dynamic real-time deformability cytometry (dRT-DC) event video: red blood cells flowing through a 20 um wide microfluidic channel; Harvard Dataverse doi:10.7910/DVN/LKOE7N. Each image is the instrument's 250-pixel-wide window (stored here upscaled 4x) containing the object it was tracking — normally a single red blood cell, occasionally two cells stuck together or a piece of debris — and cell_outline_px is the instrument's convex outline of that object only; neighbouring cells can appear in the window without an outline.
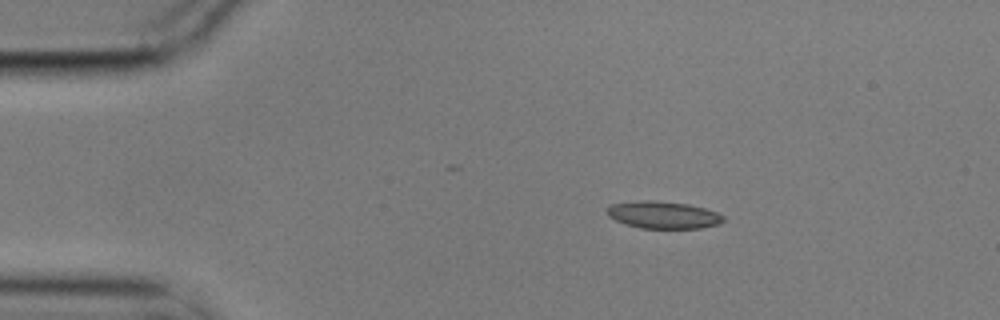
{"species": "common noctule bat (a hibernating species)", "species_latin": "Nyctalus noctula", "temperature_condition": "cold", "stored_images_in_passage": 4, "camera_frame_rate_fps": 3000, "um_per_image_px": 0.085, "animal": {"sex": "male", "body_mass_g": 17.9}, "frame": {"image": 1, "passage_image": 3, "time_ms": 0.667, "image_size_px": [1000, 320], "cell_outline_px": [[728, 220], [720, 224], [700, 228], [640, 228], [624, 224], [608, 216], [604, 208], [608, 204], [644, 200], [648, 200], [688, 204], [704, 208], [716, 212], [724, 216]], "centroid_in_image_um": [56.36, 18.27], "position_along_channel_um": 28.6, "area_um2": 18.67}}